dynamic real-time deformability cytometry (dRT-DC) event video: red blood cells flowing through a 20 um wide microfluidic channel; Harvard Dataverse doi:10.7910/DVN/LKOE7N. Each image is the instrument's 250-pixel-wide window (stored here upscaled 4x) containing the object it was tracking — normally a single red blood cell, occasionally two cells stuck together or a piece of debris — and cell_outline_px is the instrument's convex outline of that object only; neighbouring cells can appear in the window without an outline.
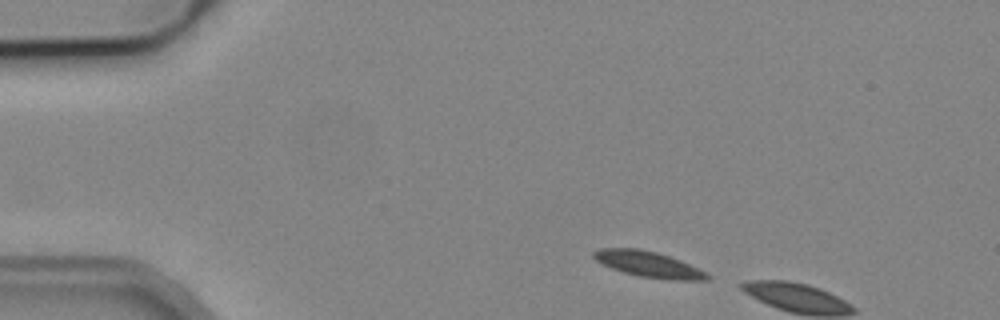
{"species": "common noctule bat (a hibernating species)", "species_latin": "Nyctalus noctula", "temperature_condition": "cold", "stored_images_in_passage": 4, "segment_of_instrument_passage": [2, 2], "camera_frame_rate_fps": 3000, "um_per_image_px": 0.085, "animal": {"sex": "male", "body_mass_g": 19.2, "forearm_length_mm": 51.8}, "frame": {"image": 1, "passage_image": 4, "time_ms": 4.333, "image_size_px": [1000, 320], "cell_outline_px": [[712, 276], [708, 280], [672, 280], [636, 276], [600, 264], [592, 256], [592, 252], [600, 248], [640, 248], [656, 252], [680, 260]], "centroid_in_image_um": [55.07, 22.46], "position_along_channel_um": 29.9, "area_um2": 17.05}}